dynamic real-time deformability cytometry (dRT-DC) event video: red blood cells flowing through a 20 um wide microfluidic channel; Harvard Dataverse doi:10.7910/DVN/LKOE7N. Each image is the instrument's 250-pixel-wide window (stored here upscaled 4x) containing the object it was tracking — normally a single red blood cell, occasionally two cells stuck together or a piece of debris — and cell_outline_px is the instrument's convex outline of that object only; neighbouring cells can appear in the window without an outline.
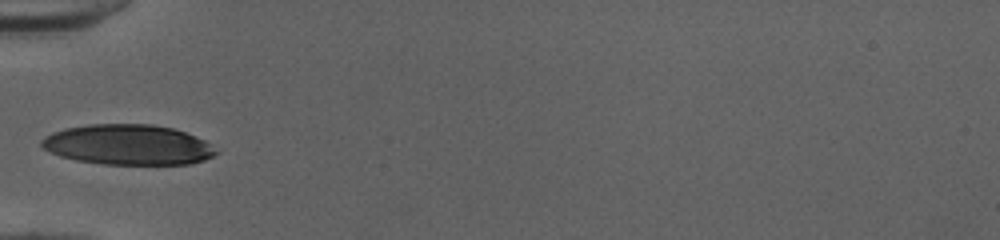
{"species": "human", "species_latin": "Homo sapiens", "temperature_condition": "cold", "stored_images_in_passage": 31, "camera_frame_rate_fps": 3000, "um_per_image_px": 0.085, "donor": {"sex": "female"}, "frame": {"image": 1, "passage_image": 1, "time_ms": 0.0, "image_size_px": [1000, 240], "cell_outline_px": [[220, 152], [204, 160], [192, 164], [104, 164], [76, 160], [60, 156], [44, 148], [40, 144], [40, 140], [44, 136], [52, 132], [64, 128], [88, 124], [152, 124], [172, 128], [196, 136], [204, 140]], "centroid_in_image_um": [10.87, 12.3], "position_along_channel_um": 74.1, "area_um2": 41.04}}
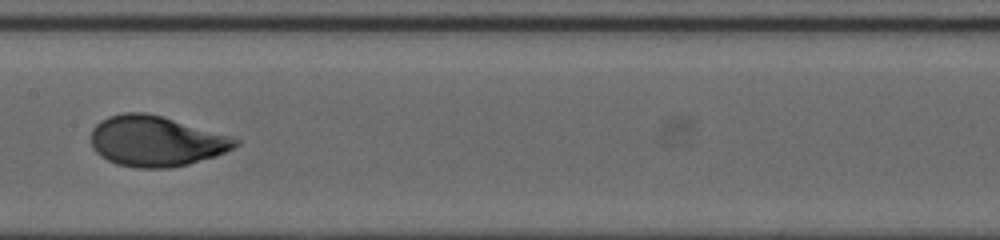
{"frame": {"image": 2, "passage_image": 10, "time_ms": 3.0, "image_size_px": [1000, 240], "cell_outline_px": [[240, 144], [216, 156], [188, 164], [172, 168], [136, 168], [116, 164], [100, 156], [92, 148], [92, 128], [100, 120], [108, 116], [124, 112], [144, 112], [160, 116], [228, 136], [240, 140]], "centroid_in_image_um": [13.21, 12.01], "position_along_channel_um": 194.2, "area_um2": 42.14}}
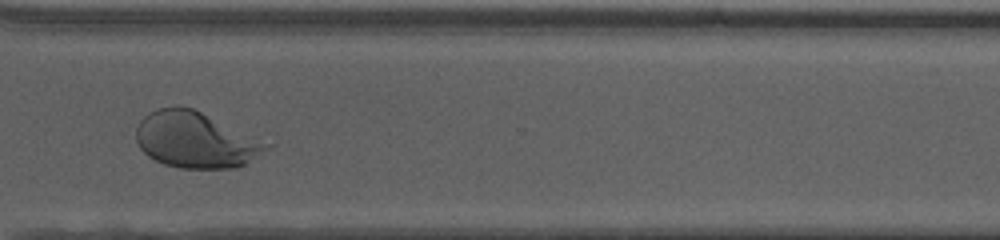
{"frame": {"image": 3, "passage_image": 22, "time_ms": 7.0, "image_size_px": [1000, 240], "cell_outline_px": [[272, 144], [268, 148], [244, 164], [236, 168], [180, 168], [164, 164], [148, 156], [140, 148], [136, 140], [136, 128], [140, 120], [148, 112], [156, 108], [192, 108]], "centroid_in_image_um": [16.59, 11.9], "position_along_channel_um": 354.0, "area_um2": 41.91}, "authors_computed_cell_mechanics": {"area_um2": 41.6738, "velocity_mm_per_s": 3.9986, "shape_relaxation_time_tau1_ms": 3.1615, "shape_relaxation_time_tau2_ms": null, "deformation_change_tau1": 0.1821, "deformation_change_tau2": null}}